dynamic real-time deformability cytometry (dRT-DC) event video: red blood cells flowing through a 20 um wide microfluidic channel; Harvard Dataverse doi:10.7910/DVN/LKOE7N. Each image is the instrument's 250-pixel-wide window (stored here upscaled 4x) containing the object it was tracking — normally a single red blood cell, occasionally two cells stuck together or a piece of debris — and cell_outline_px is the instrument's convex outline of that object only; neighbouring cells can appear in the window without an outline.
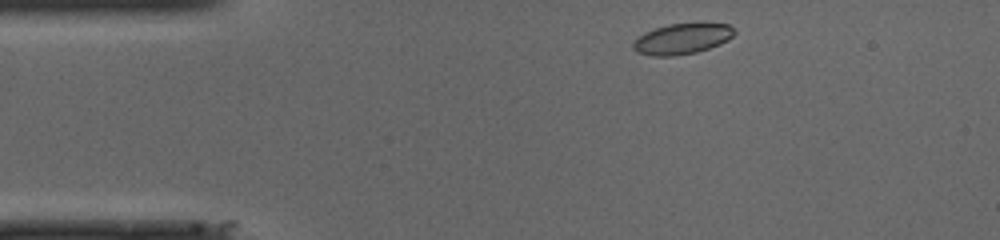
{"species": "common noctule bat (a hibernating species)", "species_latin": "Nyctalus noctula", "temperature_condition": "cold", "stored_images_in_passage": 18, "camera_frame_rate_fps": 3000, "um_per_image_px": 0.085, "animal": {"sex": "male", "body_mass_g": 19.0, "forearm_length_mm": 50.8}, "frame": {"image": 1, "passage_image": 2, "time_ms": 0.333, "image_size_px": [1000, 240], "cell_outline_px": [[736, 32], [728, 40], [720, 44], [696, 52], [672, 56], [652, 56], [636, 52], [632, 48], [632, 44], [644, 32], [668, 24], [728, 24]], "centroid_in_image_um": [57.95, 3.31], "position_along_channel_um": 27.0, "area_um2": 17.8}}
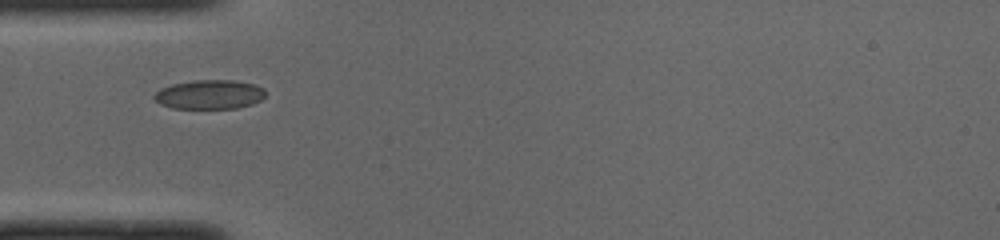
{"frame": {"image": 2, "passage_image": 9, "time_ms": 2.667, "image_size_px": [1000, 240], "cell_outline_px": [[264, 96], [260, 100], [252, 104], [236, 108], [172, 108], [160, 104], [152, 96], [160, 88], [172, 84], [196, 80], [236, 80], [256, 84], [264, 88]], "centroid_in_image_um": [17.81, 8.02], "position_along_channel_um": 67.2, "area_um2": 18.96}}
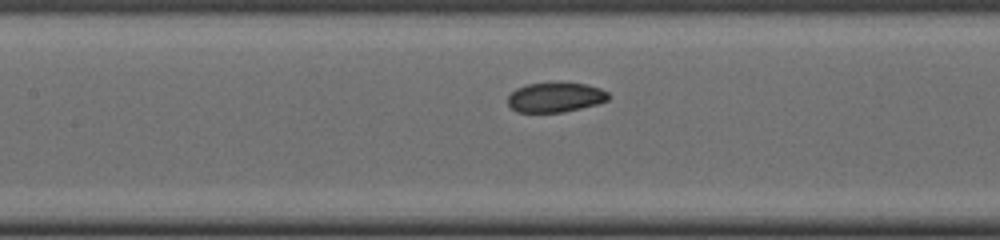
{"frame": {"image": 3, "passage_image": 16, "time_ms": 5.0, "image_size_px": [1000, 240], "cell_outline_px": [[612, 96], [608, 100], [596, 104], [564, 112], [516, 112], [508, 104], [508, 96], [516, 88], [528, 84], [588, 84], [600, 88], [608, 92]], "centroid_in_image_um": [47.22, 8.29], "position_along_channel_um": 160.2, "area_um2": 17.17}}